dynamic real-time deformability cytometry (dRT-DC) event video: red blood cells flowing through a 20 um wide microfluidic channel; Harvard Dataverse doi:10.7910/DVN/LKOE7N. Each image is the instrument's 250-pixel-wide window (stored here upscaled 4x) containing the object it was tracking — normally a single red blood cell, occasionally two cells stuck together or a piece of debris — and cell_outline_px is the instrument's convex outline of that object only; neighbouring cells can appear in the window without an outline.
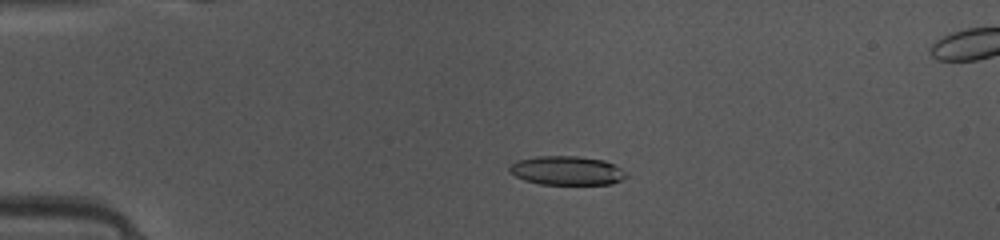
{"species": "common noctule bat (a hibernating species)", "species_latin": "Nyctalus noctula", "temperature_condition": "warm", "stored_images_in_passage": 49, "camera_frame_rate_fps": 3000, "um_per_image_px": 0.085, "animal": {"sex": "female", "body_mass_g": 10.0, "forearm_length_mm": 53.1}, "frame": {"image": 1, "passage_image": 12, "time_ms": 3.667, "image_size_px": [1000, 240], "cell_outline_px": [[628, 176], [612, 184], [540, 184], [524, 180], [508, 172], [508, 168], [516, 160], [536, 156], [576, 156], [604, 160], [628, 172]], "centroid_in_image_um": [48.17, 14.5], "position_along_channel_um": 36.8, "area_um2": 19.77}}
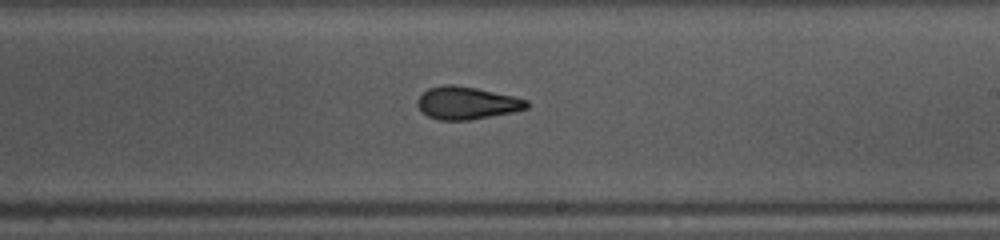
{"frame": {"image": 2, "passage_image": 30, "time_ms": 9.667, "image_size_px": [1000, 240], "cell_outline_px": [[528, 108], [512, 112], [468, 120], [440, 120], [428, 116], [420, 112], [416, 104], [416, 100], [428, 88], [444, 84], [452, 84], [476, 88], [512, 96], [528, 100]], "centroid_in_image_um": [39.62, 8.75], "position_along_channel_um": 249.4, "area_um2": 20.69}}
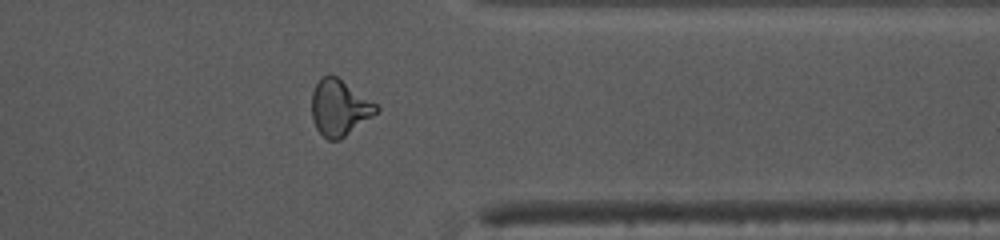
{"frame": {"image": 3, "passage_image": 40, "time_ms": 13.0, "image_size_px": [1000, 240], "cell_outline_px": [[380, 108], [372, 116], [340, 140], [328, 140], [316, 128], [312, 120], [312, 92], [316, 84], [324, 76], [336, 76], [376, 104]], "centroid_in_image_um": [28.83, 9.18], "position_along_channel_um": 382.6, "area_um2": 20.58}, "authors_computed_cell_mechanics": {"area_um2": 20.5768, "velocity_mm_per_s": 4.1467, "shape_relaxation_time_tau1_ms": 6.8921, "shape_relaxation_time_tau2_ms": 1.5575, "deformation_change_tau1": 0.2191, "deformation_change_tau2": 0.0807}}